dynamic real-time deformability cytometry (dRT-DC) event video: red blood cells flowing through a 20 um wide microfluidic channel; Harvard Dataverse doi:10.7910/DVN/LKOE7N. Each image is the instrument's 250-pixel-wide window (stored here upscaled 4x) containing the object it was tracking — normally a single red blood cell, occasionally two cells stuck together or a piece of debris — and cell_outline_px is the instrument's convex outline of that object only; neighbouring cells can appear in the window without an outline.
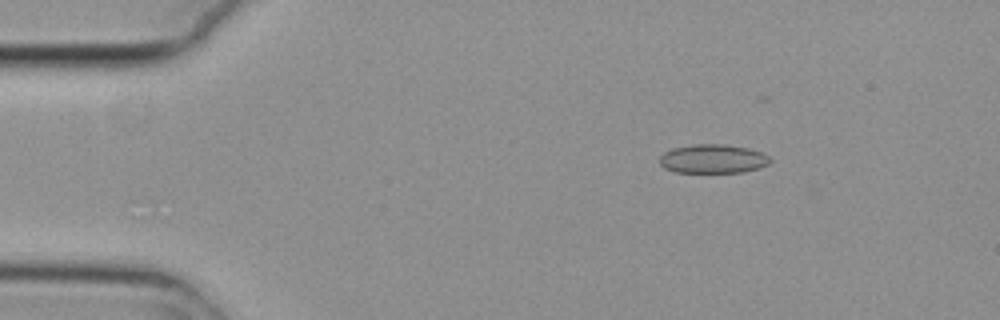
{"species": "common noctule bat (a hibernating species)", "species_latin": "Nyctalus noctula", "temperature_condition": "cold", "stored_images_in_passage": 54, "camera_frame_rate_fps": 3000, "um_per_image_px": 0.085, "animal": {"sex": "female", "body_mass_g": 29.2, "forearm_length_mm": 56.3}, "frame": {"image": 1, "passage_image": 8, "time_ms": 2.333, "image_size_px": [1000, 320], "cell_outline_px": [[772, 160], [768, 164], [760, 168], [744, 172], [676, 172], [664, 168], [660, 164], [660, 156], [664, 152], [672, 148], [696, 144], [724, 144], [748, 148], [760, 152], [768, 156]], "centroid_in_image_um": [60.6, 13.5], "position_along_channel_um": 24.4, "area_um2": 18.61}}
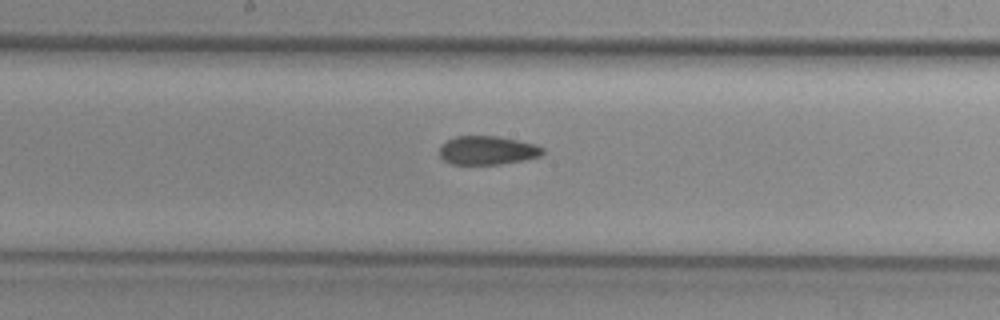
{"frame": {"image": 2, "passage_image": 28, "time_ms": 9.0, "image_size_px": [1000, 320], "cell_outline_px": [[544, 152], [540, 156], [524, 160], [500, 164], [452, 164], [444, 160], [440, 156], [440, 144], [456, 136], [496, 136], [536, 144], [544, 148]], "centroid_in_image_um": [41.43, 12.78], "position_along_channel_um": 206.8, "area_um2": 17.22}}
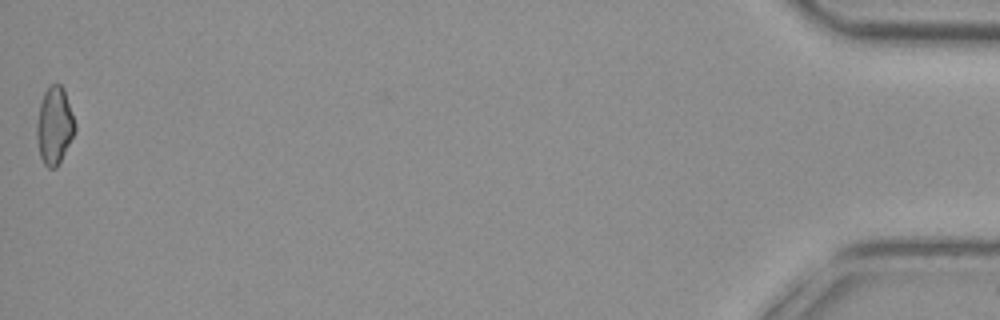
{"frame": {"image": 3, "passage_image": 54, "time_ms": 17.667, "image_size_px": [1000, 320], "cell_outline_px": [[76, 132], [56, 168], [48, 168], [44, 164], [40, 156], [36, 136], [36, 124], [40, 104], [44, 92], [52, 84], [60, 84], [64, 88], [76, 124]], "centroid_in_image_um": [4.63, 10.68], "position_along_channel_um": 430.6, "area_um2": 17.28}, "authors_computed_cell_mechanics": {"area_um2": 18.0625, "velocity_mm_per_s": 3.7795, "shape_relaxation_time_tau1_ms": null, "shape_relaxation_time_tau2_ms": 5.1119, "deformation_change_tau1": null, "deformation_change_tau2": 0.1085}}